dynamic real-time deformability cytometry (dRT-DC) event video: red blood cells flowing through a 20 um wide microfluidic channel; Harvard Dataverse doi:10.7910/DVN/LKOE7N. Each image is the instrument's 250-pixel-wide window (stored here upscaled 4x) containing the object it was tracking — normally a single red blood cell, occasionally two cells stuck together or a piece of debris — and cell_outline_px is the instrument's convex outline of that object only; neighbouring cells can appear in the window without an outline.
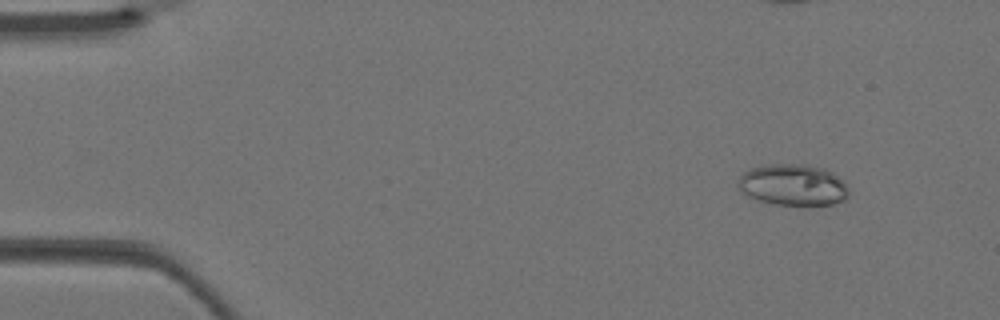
{"species": "Egyptian fruit bat (a non-hibernating species)", "species_latin": "Rousettus aegyptiacus", "temperature_condition": "warm", "stored_images_in_passage": 2, "camera_frame_rate_fps": 3000, "um_per_image_px": 0.085, "animal": {"sex": "female"}, "frame": {"image": 1, "passage_image": 1, "time_ms": 0.0, "image_size_px": [1000, 320], "cell_outline_px": [[848, 196], [844, 200], [832, 204], [772, 204], [748, 196], [740, 192], [740, 176], [748, 168], [768, 164], [808, 164], [824, 168], [832, 172], [844, 180], [848, 188]], "centroid_in_image_um": [67.42, 15.69], "position_along_channel_um": 17.6, "area_um2": 26.65}}